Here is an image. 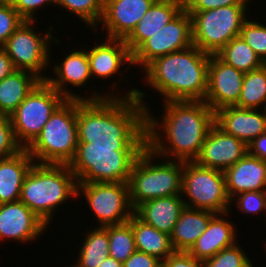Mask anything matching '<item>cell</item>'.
<instances>
[{"mask_svg": "<svg viewBox=\"0 0 266 267\" xmlns=\"http://www.w3.org/2000/svg\"><path fill=\"white\" fill-rule=\"evenodd\" d=\"M244 76L245 73L228 65L216 54H211L204 102L214 112L228 106H236L241 94Z\"/></svg>", "mask_w": 266, "mask_h": 267, "instance_id": "14", "label": "cell"}, {"mask_svg": "<svg viewBox=\"0 0 266 267\" xmlns=\"http://www.w3.org/2000/svg\"><path fill=\"white\" fill-rule=\"evenodd\" d=\"M70 267V266H69ZM72 267H81V266H79L78 264H75V265H73Z\"/></svg>", "mask_w": 266, "mask_h": 267, "instance_id": "49", "label": "cell"}, {"mask_svg": "<svg viewBox=\"0 0 266 267\" xmlns=\"http://www.w3.org/2000/svg\"><path fill=\"white\" fill-rule=\"evenodd\" d=\"M77 186L68 164L34 163L22 185L20 201L49 226L54 210L78 196Z\"/></svg>", "mask_w": 266, "mask_h": 267, "instance_id": "4", "label": "cell"}, {"mask_svg": "<svg viewBox=\"0 0 266 267\" xmlns=\"http://www.w3.org/2000/svg\"><path fill=\"white\" fill-rule=\"evenodd\" d=\"M105 228L109 237V256L124 263L137 250L132 226L126 222Z\"/></svg>", "mask_w": 266, "mask_h": 267, "instance_id": "32", "label": "cell"}, {"mask_svg": "<svg viewBox=\"0 0 266 267\" xmlns=\"http://www.w3.org/2000/svg\"><path fill=\"white\" fill-rule=\"evenodd\" d=\"M15 70L12 60L7 55L6 51L0 47V81L11 75Z\"/></svg>", "mask_w": 266, "mask_h": 267, "instance_id": "44", "label": "cell"}, {"mask_svg": "<svg viewBox=\"0 0 266 267\" xmlns=\"http://www.w3.org/2000/svg\"><path fill=\"white\" fill-rule=\"evenodd\" d=\"M16 0H0V4L12 5L15 3Z\"/></svg>", "mask_w": 266, "mask_h": 267, "instance_id": "46", "label": "cell"}, {"mask_svg": "<svg viewBox=\"0 0 266 267\" xmlns=\"http://www.w3.org/2000/svg\"><path fill=\"white\" fill-rule=\"evenodd\" d=\"M158 267H171L166 261H161Z\"/></svg>", "mask_w": 266, "mask_h": 267, "instance_id": "47", "label": "cell"}, {"mask_svg": "<svg viewBox=\"0 0 266 267\" xmlns=\"http://www.w3.org/2000/svg\"><path fill=\"white\" fill-rule=\"evenodd\" d=\"M80 191L99 220V227L124 224L134 214L129 200L128 183L78 182L77 195L81 194Z\"/></svg>", "mask_w": 266, "mask_h": 267, "instance_id": "11", "label": "cell"}, {"mask_svg": "<svg viewBox=\"0 0 266 267\" xmlns=\"http://www.w3.org/2000/svg\"><path fill=\"white\" fill-rule=\"evenodd\" d=\"M266 102V64L261 68L245 73L241 94L236 107L257 109Z\"/></svg>", "mask_w": 266, "mask_h": 267, "instance_id": "31", "label": "cell"}, {"mask_svg": "<svg viewBox=\"0 0 266 267\" xmlns=\"http://www.w3.org/2000/svg\"><path fill=\"white\" fill-rule=\"evenodd\" d=\"M24 21L12 5L0 4V47Z\"/></svg>", "mask_w": 266, "mask_h": 267, "instance_id": "36", "label": "cell"}, {"mask_svg": "<svg viewBox=\"0 0 266 267\" xmlns=\"http://www.w3.org/2000/svg\"><path fill=\"white\" fill-rule=\"evenodd\" d=\"M263 110H264V114L266 115V102H265Z\"/></svg>", "mask_w": 266, "mask_h": 267, "instance_id": "48", "label": "cell"}, {"mask_svg": "<svg viewBox=\"0 0 266 267\" xmlns=\"http://www.w3.org/2000/svg\"><path fill=\"white\" fill-rule=\"evenodd\" d=\"M191 45H193L192 18L184 8L132 54V66L142 65L144 69L156 58L186 49Z\"/></svg>", "mask_w": 266, "mask_h": 267, "instance_id": "13", "label": "cell"}, {"mask_svg": "<svg viewBox=\"0 0 266 267\" xmlns=\"http://www.w3.org/2000/svg\"><path fill=\"white\" fill-rule=\"evenodd\" d=\"M238 195V196H237ZM231 201L236 200L237 208L244 213H259L266 211V191H245L237 194Z\"/></svg>", "mask_w": 266, "mask_h": 267, "instance_id": "38", "label": "cell"}, {"mask_svg": "<svg viewBox=\"0 0 266 267\" xmlns=\"http://www.w3.org/2000/svg\"><path fill=\"white\" fill-rule=\"evenodd\" d=\"M48 226L23 202L0 204V239H13L29 243L35 240Z\"/></svg>", "mask_w": 266, "mask_h": 267, "instance_id": "16", "label": "cell"}, {"mask_svg": "<svg viewBox=\"0 0 266 267\" xmlns=\"http://www.w3.org/2000/svg\"><path fill=\"white\" fill-rule=\"evenodd\" d=\"M161 260L145 252L136 250L124 263L123 267H158Z\"/></svg>", "mask_w": 266, "mask_h": 267, "instance_id": "42", "label": "cell"}, {"mask_svg": "<svg viewBox=\"0 0 266 267\" xmlns=\"http://www.w3.org/2000/svg\"><path fill=\"white\" fill-rule=\"evenodd\" d=\"M153 158L158 156L146 147L133 165L128 180L133 210L148 200L182 194L183 162L168 158L157 164Z\"/></svg>", "mask_w": 266, "mask_h": 267, "instance_id": "7", "label": "cell"}, {"mask_svg": "<svg viewBox=\"0 0 266 267\" xmlns=\"http://www.w3.org/2000/svg\"><path fill=\"white\" fill-rule=\"evenodd\" d=\"M99 267H123V263L116 261L112 257L108 256L104 261L99 265Z\"/></svg>", "mask_w": 266, "mask_h": 267, "instance_id": "45", "label": "cell"}, {"mask_svg": "<svg viewBox=\"0 0 266 267\" xmlns=\"http://www.w3.org/2000/svg\"><path fill=\"white\" fill-rule=\"evenodd\" d=\"M185 206L214 213L229 212L231 199L226 189L224 171L201 166L195 161L183 162L182 194ZM190 200V202H189Z\"/></svg>", "mask_w": 266, "mask_h": 267, "instance_id": "10", "label": "cell"}, {"mask_svg": "<svg viewBox=\"0 0 266 267\" xmlns=\"http://www.w3.org/2000/svg\"><path fill=\"white\" fill-rule=\"evenodd\" d=\"M57 0H16L13 4V8L18 12V14L25 21H36L34 16V12H38L37 10L40 6H43L45 3L47 5L55 4Z\"/></svg>", "mask_w": 266, "mask_h": 267, "instance_id": "40", "label": "cell"}, {"mask_svg": "<svg viewBox=\"0 0 266 267\" xmlns=\"http://www.w3.org/2000/svg\"><path fill=\"white\" fill-rule=\"evenodd\" d=\"M128 223L132 226L138 251L155 256L161 261H165L174 252L168 234L145 224L135 214L131 216Z\"/></svg>", "mask_w": 266, "mask_h": 267, "instance_id": "28", "label": "cell"}, {"mask_svg": "<svg viewBox=\"0 0 266 267\" xmlns=\"http://www.w3.org/2000/svg\"><path fill=\"white\" fill-rule=\"evenodd\" d=\"M226 213H216L210 220L207 229L196 240L188 251L190 255L198 260L205 261L224 248L234 245L236 239V229L231 221H227L222 216ZM221 215V217H220Z\"/></svg>", "mask_w": 266, "mask_h": 267, "instance_id": "24", "label": "cell"}, {"mask_svg": "<svg viewBox=\"0 0 266 267\" xmlns=\"http://www.w3.org/2000/svg\"><path fill=\"white\" fill-rule=\"evenodd\" d=\"M156 0H105L101 28L107 38L125 40Z\"/></svg>", "mask_w": 266, "mask_h": 267, "instance_id": "17", "label": "cell"}, {"mask_svg": "<svg viewBox=\"0 0 266 267\" xmlns=\"http://www.w3.org/2000/svg\"><path fill=\"white\" fill-rule=\"evenodd\" d=\"M235 243L204 261L205 267H254L245 252Z\"/></svg>", "mask_w": 266, "mask_h": 267, "instance_id": "34", "label": "cell"}, {"mask_svg": "<svg viewBox=\"0 0 266 267\" xmlns=\"http://www.w3.org/2000/svg\"><path fill=\"white\" fill-rule=\"evenodd\" d=\"M123 98L77 100L79 143L89 147H147L145 92L132 89Z\"/></svg>", "mask_w": 266, "mask_h": 267, "instance_id": "1", "label": "cell"}, {"mask_svg": "<svg viewBox=\"0 0 266 267\" xmlns=\"http://www.w3.org/2000/svg\"><path fill=\"white\" fill-rule=\"evenodd\" d=\"M215 214L212 211L185 206L170 235L173 250L188 252L207 229L211 218Z\"/></svg>", "mask_w": 266, "mask_h": 267, "instance_id": "26", "label": "cell"}, {"mask_svg": "<svg viewBox=\"0 0 266 267\" xmlns=\"http://www.w3.org/2000/svg\"><path fill=\"white\" fill-rule=\"evenodd\" d=\"M41 81L34 73L15 70L0 81V114L10 116Z\"/></svg>", "mask_w": 266, "mask_h": 267, "instance_id": "27", "label": "cell"}, {"mask_svg": "<svg viewBox=\"0 0 266 267\" xmlns=\"http://www.w3.org/2000/svg\"><path fill=\"white\" fill-rule=\"evenodd\" d=\"M65 100L56 89L41 80L10 115L17 143L27 148Z\"/></svg>", "mask_w": 266, "mask_h": 267, "instance_id": "9", "label": "cell"}, {"mask_svg": "<svg viewBox=\"0 0 266 267\" xmlns=\"http://www.w3.org/2000/svg\"><path fill=\"white\" fill-rule=\"evenodd\" d=\"M90 74L108 79L116 74L124 62L132 65V55L123 39L105 38V42L87 50Z\"/></svg>", "mask_w": 266, "mask_h": 267, "instance_id": "22", "label": "cell"}, {"mask_svg": "<svg viewBox=\"0 0 266 267\" xmlns=\"http://www.w3.org/2000/svg\"><path fill=\"white\" fill-rule=\"evenodd\" d=\"M78 143L77 99H66L26 149L35 163L69 165Z\"/></svg>", "mask_w": 266, "mask_h": 267, "instance_id": "6", "label": "cell"}, {"mask_svg": "<svg viewBox=\"0 0 266 267\" xmlns=\"http://www.w3.org/2000/svg\"><path fill=\"white\" fill-rule=\"evenodd\" d=\"M86 238L79 251L78 264L81 267H99L109 256V237L105 227L94 228L85 233ZM88 234V235H87Z\"/></svg>", "mask_w": 266, "mask_h": 267, "instance_id": "30", "label": "cell"}, {"mask_svg": "<svg viewBox=\"0 0 266 267\" xmlns=\"http://www.w3.org/2000/svg\"><path fill=\"white\" fill-rule=\"evenodd\" d=\"M247 147L249 155L266 162V133L252 140Z\"/></svg>", "mask_w": 266, "mask_h": 267, "instance_id": "43", "label": "cell"}, {"mask_svg": "<svg viewBox=\"0 0 266 267\" xmlns=\"http://www.w3.org/2000/svg\"><path fill=\"white\" fill-rule=\"evenodd\" d=\"M249 0H184L187 11H206L230 5H248Z\"/></svg>", "mask_w": 266, "mask_h": 267, "instance_id": "39", "label": "cell"}, {"mask_svg": "<svg viewBox=\"0 0 266 267\" xmlns=\"http://www.w3.org/2000/svg\"><path fill=\"white\" fill-rule=\"evenodd\" d=\"M216 55L243 73L257 70L264 65L241 36L231 39Z\"/></svg>", "mask_w": 266, "mask_h": 267, "instance_id": "29", "label": "cell"}, {"mask_svg": "<svg viewBox=\"0 0 266 267\" xmlns=\"http://www.w3.org/2000/svg\"><path fill=\"white\" fill-rule=\"evenodd\" d=\"M34 24V21H24L7 39L2 48L12 60L16 70L32 72L41 80H45L47 77L40 72L51 63L49 41L53 40L55 43H60V41L53 38L48 30L41 37L33 30Z\"/></svg>", "mask_w": 266, "mask_h": 267, "instance_id": "12", "label": "cell"}, {"mask_svg": "<svg viewBox=\"0 0 266 267\" xmlns=\"http://www.w3.org/2000/svg\"><path fill=\"white\" fill-rule=\"evenodd\" d=\"M240 36L266 64V26L247 19L242 25Z\"/></svg>", "mask_w": 266, "mask_h": 267, "instance_id": "35", "label": "cell"}, {"mask_svg": "<svg viewBox=\"0 0 266 267\" xmlns=\"http://www.w3.org/2000/svg\"><path fill=\"white\" fill-rule=\"evenodd\" d=\"M224 175L230 199L245 191H266V162L248 153Z\"/></svg>", "mask_w": 266, "mask_h": 267, "instance_id": "21", "label": "cell"}, {"mask_svg": "<svg viewBox=\"0 0 266 267\" xmlns=\"http://www.w3.org/2000/svg\"><path fill=\"white\" fill-rule=\"evenodd\" d=\"M146 147H89L78 143L74 159L69 163L77 182L128 183L133 165Z\"/></svg>", "mask_w": 266, "mask_h": 267, "instance_id": "5", "label": "cell"}, {"mask_svg": "<svg viewBox=\"0 0 266 267\" xmlns=\"http://www.w3.org/2000/svg\"><path fill=\"white\" fill-rule=\"evenodd\" d=\"M181 196L183 195L178 194L148 200L140 204L134 210V214L145 224L170 236L182 210L185 208Z\"/></svg>", "mask_w": 266, "mask_h": 267, "instance_id": "23", "label": "cell"}, {"mask_svg": "<svg viewBox=\"0 0 266 267\" xmlns=\"http://www.w3.org/2000/svg\"><path fill=\"white\" fill-rule=\"evenodd\" d=\"M21 149L13 133L10 116L0 114V159L12 156Z\"/></svg>", "mask_w": 266, "mask_h": 267, "instance_id": "37", "label": "cell"}, {"mask_svg": "<svg viewBox=\"0 0 266 267\" xmlns=\"http://www.w3.org/2000/svg\"><path fill=\"white\" fill-rule=\"evenodd\" d=\"M210 55L191 45L156 58L144 68L146 83L164 101H204Z\"/></svg>", "mask_w": 266, "mask_h": 267, "instance_id": "3", "label": "cell"}, {"mask_svg": "<svg viewBox=\"0 0 266 267\" xmlns=\"http://www.w3.org/2000/svg\"><path fill=\"white\" fill-rule=\"evenodd\" d=\"M247 10V5H230L187 11L192 18L193 45L208 54H217L231 39L240 36Z\"/></svg>", "mask_w": 266, "mask_h": 267, "instance_id": "8", "label": "cell"}, {"mask_svg": "<svg viewBox=\"0 0 266 267\" xmlns=\"http://www.w3.org/2000/svg\"><path fill=\"white\" fill-rule=\"evenodd\" d=\"M34 163L26 148L0 159V204L20 200L25 177Z\"/></svg>", "mask_w": 266, "mask_h": 267, "instance_id": "25", "label": "cell"}, {"mask_svg": "<svg viewBox=\"0 0 266 267\" xmlns=\"http://www.w3.org/2000/svg\"><path fill=\"white\" fill-rule=\"evenodd\" d=\"M214 123L225 133L244 141L247 145L266 133V115L256 109L228 106L214 112Z\"/></svg>", "mask_w": 266, "mask_h": 267, "instance_id": "19", "label": "cell"}, {"mask_svg": "<svg viewBox=\"0 0 266 267\" xmlns=\"http://www.w3.org/2000/svg\"><path fill=\"white\" fill-rule=\"evenodd\" d=\"M165 261L171 267H205L204 261L198 260L184 251H174Z\"/></svg>", "mask_w": 266, "mask_h": 267, "instance_id": "41", "label": "cell"}, {"mask_svg": "<svg viewBox=\"0 0 266 267\" xmlns=\"http://www.w3.org/2000/svg\"><path fill=\"white\" fill-rule=\"evenodd\" d=\"M105 0H57L58 6L64 7L77 15L87 25L97 28L104 13Z\"/></svg>", "mask_w": 266, "mask_h": 267, "instance_id": "33", "label": "cell"}, {"mask_svg": "<svg viewBox=\"0 0 266 267\" xmlns=\"http://www.w3.org/2000/svg\"><path fill=\"white\" fill-rule=\"evenodd\" d=\"M247 153L248 147L244 141L225 133L214 123L195 162L204 167L225 171Z\"/></svg>", "mask_w": 266, "mask_h": 267, "instance_id": "15", "label": "cell"}, {"mask_svg": "<svg viewBox=\"0 0 266 267\" xmlns=\"http://www.w3.org/2000/svg\"><path fill=\"white\" fill-rule=\"evenodd\" d=\"M164 106L161 124L146 110L147 147L159 158L195 161L214 124V111L204 101H165ZM160 128L166 136L159 135Z\"/></svg>", "mask_w": 266, "mask_h": 267, "instance_id": "2", "label": "cell"}, {"mask_svg": "<svg viewBox=\"0 0 266 267\" xmlns=\"http://www.w3.org/2000/svg\"><path fill=\"white\" fill-rule=\"evenodd\" d=\"M65 59L59 65L54 66V73L57 75L56 78H46L45 81L54 89H56L64 98L66 99H77V100H101L114 94L109 93L110 95L96 94L94 92L90 97H81L74 92L72 93L69 90H66L67 84L73 85L75 87L84 86L87 81L90 79V67L88 60L87 50H73L70 54H67Z\"/></svg>", "mask_w": 266, "mask_h": 267, "instance_id": "18", "label": "cell"}, {"mask_svg": "<svg viewBox=\"0 0 266 267\" xmlns=\"http://www.w3.org/2000/svg\"><path fill=\"white\" fill-rule=\"evenodd\" d=\"M184 9V0H156L124 40L131 55Z\"/></svg>", "mask_w": 266, "mask_h": 267, "instance_id": "20", "label": "cell"}]
</instances>
